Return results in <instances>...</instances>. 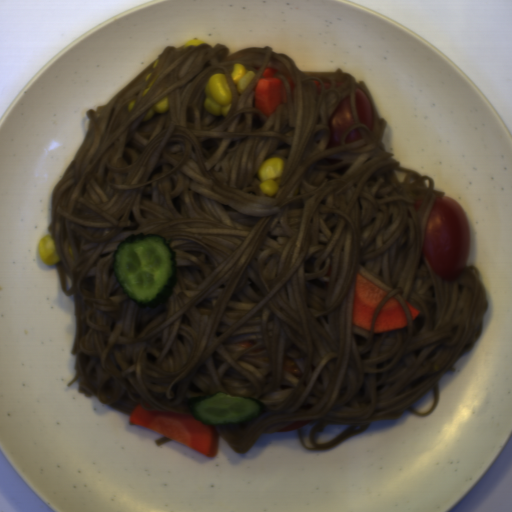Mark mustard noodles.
<instances>
[{
    "instance_id": "obj_2",
    "label": "mustard noodles",
    "mask_w": 512,
    "mask_h": 512,
    "mask_svg": "<svg viewBox=\"0 0 512 512\" xmlns=\"http://www.w3.org/2000/svg\"><path fill=\"white\" fill-rule=\"evenodd\" d=\"M171 440H173V439L164 435L163 437L156 439L154 443L158 447V446H161Z\"/></svg>"
},
{
    "instance_id": "obj_1",
    "label": "mustard noodles",
    "mask_w": 512,
    "mask_h": 512,
    "mask_svg": "<svg viewBox=\"0 0 512 512\" xmlns=\"http://www.w3.org/2000/svg\"><path fill=\"white\" fill-rule=\"evenodd\" d=\"M235 62L256 73L243 93L231 79ZM268 67L280 70L287 93L269 118L254 103ZM219 72L233 97L225 117L203 106ZM356 87L371 103L373 130L358 120ZM348 95L355 125L342 146L325 150L328 120ZM167 96L168 111L141 122ZM86 115L87 135L52 194L47 230L62 292L74 297L77 391L128 416L137 404L193 415L192 397L216 393L262 402L256 418L212 425L242 454L298 421L315 426L310 448L301 442L305 426L295 429L311 452L405 411L434 413L442 377L482 334L488 299L479 268L465 265L446 281L423 255L431 210L445 192L385 150L387 122L365 82L342 68L301 71L266 46L230 54L219 43L171 45ZM355 128L362 139L345 144ZM272 156L284 159V175L269 197L257 170ZM395 170L406 173L403 182ZM134 232L164 237L177 252L176 286L156 306L138 307L116 279L115 251ZM356 272L388 293L373 323L394 296L406 328L373 334V323L371 332L352 324ZM405 300L421 310L414 320ZM287 358L301 375L285 370ZM433 388L431 410L412 411ZM342 424L350 426L341 436L315 443L323 427Z\"/></svg>"
}]
</instances>
